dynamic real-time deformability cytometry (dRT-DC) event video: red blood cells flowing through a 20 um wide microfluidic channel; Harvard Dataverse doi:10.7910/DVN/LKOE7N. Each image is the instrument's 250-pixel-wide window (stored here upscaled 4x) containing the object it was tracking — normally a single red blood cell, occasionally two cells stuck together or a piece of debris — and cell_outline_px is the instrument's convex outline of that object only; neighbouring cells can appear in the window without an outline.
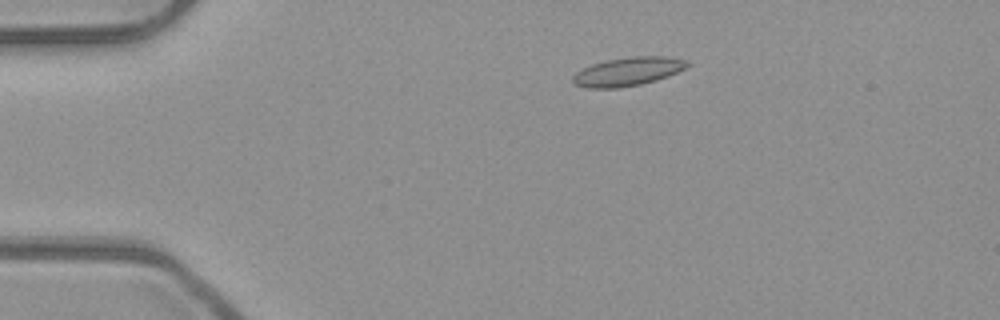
{"species": "common noctule bat (a hibernating species)", "species_latin": "Nyctalus noctula", "temperature_condition": "room temperature", "stored_images_in_passage": 6, "camera_frame_rate_fps": 3000, "um_per_image_px": 0.085, "animal": {"sex": "male", "body_mass_g": 23.1, "forearm_length_mm": 52.7}, "frame": {"image": 1, "passage_image": 3, "time_ms": 0.667, "image_size_px": [1000, 320], "cell_outline_px": [[692, 64], [668, 76], [656, 80], [640, 84], [620, 88], [588, 88], [572, 84], [572, 76], [576, 72], [592, 64], [608, 60], [632, 56], [668, 56], [688, 60]], "centroid_in_image_um": [53.37, 6.08], "position_along_channel_um": 31.6, "area_um2": 19.13}}
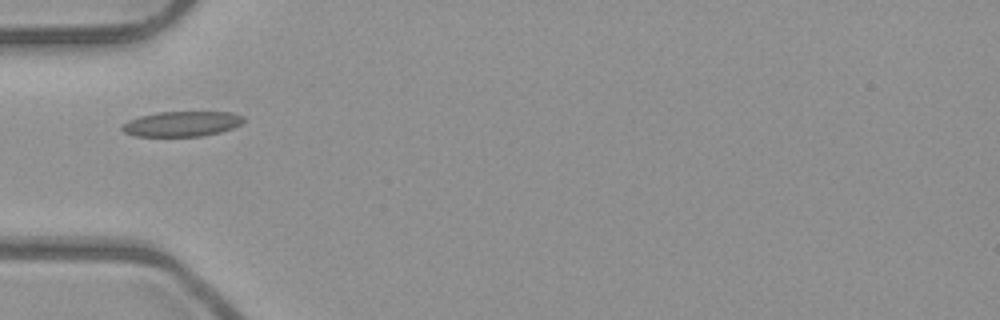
{"frame": {"image": 2, "passage_image": 5, "time_ms": 1.333, "image_size_px": [1000, 320], "cell_outline_px": [[244, 120], [240, 124], [232, 128], [220, 132], [200, 136], [136, 136], [124, 132], [120, 128], [120, 124], [128, 120], [140, 116], [156, 112], [232, 112], [244, 116]], "centroid_in_image_um": [15.42, 10.52], "position_along_channel_um": 69.6, "area_um2": 17.86}}
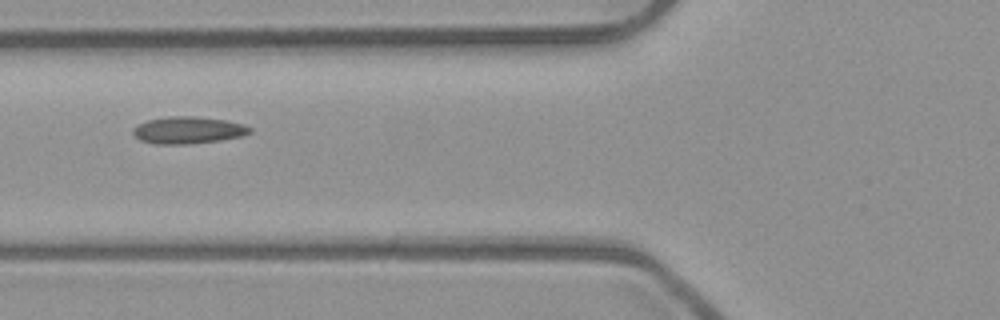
{"frame": {"image": 3, "passage_image": 6, "time_ms": 1.667, "image_size_px": [1000, 320], "cell_outline_px": [[252, 132], [240, 136], [220, 140], [188, 144], [156, 144], [140, 140], [132, 132], [132, 128], [148, 120], [168, 116], [196, 116], [224, 120], [244, 124], [252, 128]], "centroid_in_image_um": [15.99, 11.06], "position_along_channel_um": 109.8, "area_um2": 18.32}}